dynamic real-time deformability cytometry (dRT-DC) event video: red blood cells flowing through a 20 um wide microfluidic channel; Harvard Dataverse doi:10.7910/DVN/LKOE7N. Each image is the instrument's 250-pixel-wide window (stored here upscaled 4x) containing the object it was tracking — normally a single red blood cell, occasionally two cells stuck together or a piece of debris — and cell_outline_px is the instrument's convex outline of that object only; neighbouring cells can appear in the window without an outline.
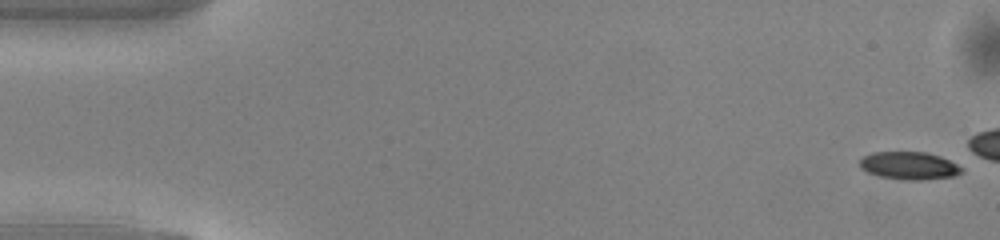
{"species": "common noctule bat (a hibernating species)", "species_latin": "Nyctalus noctula", "temperature_condition": "warm", "stored_images_in_passage": 15, "camera_frame_rate_fps": 3000, "um_per_image_px": 0.085, "animal": {"sex": "male", "body_mass_g": 13.0, "forearm_length_mm": 53.1}, "frame": {"image": 1, "passage_image": 1, "time_ms": 0.0, "image_size_px": [1000, 240], "cell_outline_px": [[964, 172], [956, 176], [920, 180], [908, 180], [880, 176], [868, 172], [860, 168], [860, 160], [864, 156], [872, 152], [924, 152], [940, 156], [964, 168]], "centroid_in_image_um": [77.31, 14.08], "position_along_channel_um": 7.7, "area_um2": 16.42}}